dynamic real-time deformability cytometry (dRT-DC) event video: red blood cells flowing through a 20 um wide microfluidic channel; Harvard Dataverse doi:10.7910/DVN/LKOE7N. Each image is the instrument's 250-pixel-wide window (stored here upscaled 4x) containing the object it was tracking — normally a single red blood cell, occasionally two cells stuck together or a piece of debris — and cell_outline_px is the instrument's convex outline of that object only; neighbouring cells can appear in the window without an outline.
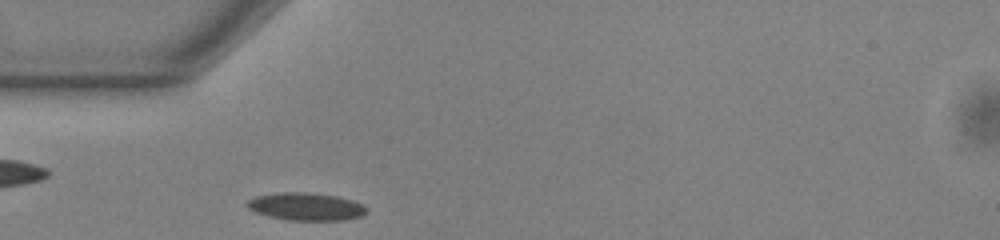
{"species": "common noctule bat (a hibernating species)", "species_latin": "Nyctalus noctula", "temperature_condition": "warm", "stored_images_in_passage": 36, "camera_frame_rate_fps": 3000, "um_per_image_px": 0.085, "animal": {"sex": "male", "body_mass_g": 13.0, "forearm_length_mm": 53.1}, "frame": {"image": 1, "passage_image": 1, "time_ms": 0.0, "image_size_px": [1000, 240], "cell_outline_px": [[368, 208], [360, 216], [344, 220], [288, 220], [268, 216], [256, 212], [248, 208], [248, 200], [256, 196], [276, 192], [304, 192], [340, 196], [364, 204]], "centroid_in_image_um": [26.02, 17.55], "position_along_channel_um": 59.0, "area_um2": 19.25}}
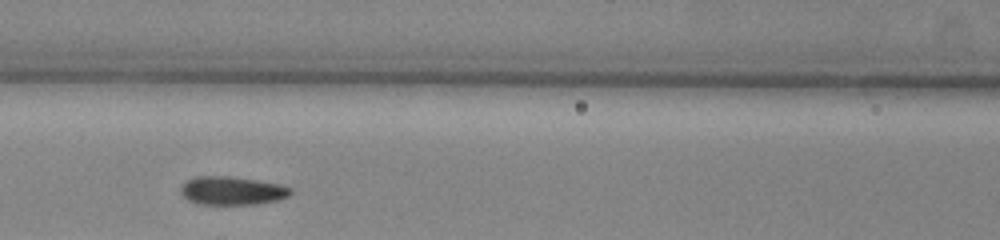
{"frame": {"image": 2, "passage_image": 8, "time_ms": 2.333, "image_size_px": [1000, 240], "cell_outline_px": [[292, 192], [288, 196], [276, 200], [256, 204], [196, 204], [188, 200], [180, 192], [180, 188], [188, 180], [196, 176], [228, 176], [284, 184], [292, 188]], "centroid_in_image_um": [19.74, 16.2], "position_along_channel_um": 146.9, "area_um2": 18.21}}
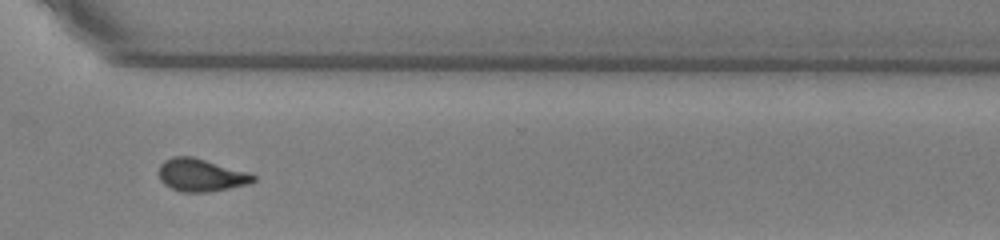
{"frame": {"image": 3, "passage_image": 24, "time_ms": 7.667, "image_size_px": [1000, 240], "cell_outline_px": [[256, 180], [248, 184], [208, 192], [184, 192], [172, 188], [164, 184], [160, 180], [160, 164], [164, 160], [172, 156], [192, 156], [248, 172], [256, 176]], "centroid_in_image_um": [17.08, 14.87], "position_along_channel_um": 353.5, "area_um2": 17.86}, "authors_computed_cell_mechanics": {"area_um2": 18.0047, "velocity_mm_per_s": 3.8715, "shape_relaxation_time_tau1_ms": 6.8526, "shape_relaxation_time_tau2_ms": 2.2786, "deformation_change_tau1": 0.1811, "deformation_change_tau2": 0.0852}}